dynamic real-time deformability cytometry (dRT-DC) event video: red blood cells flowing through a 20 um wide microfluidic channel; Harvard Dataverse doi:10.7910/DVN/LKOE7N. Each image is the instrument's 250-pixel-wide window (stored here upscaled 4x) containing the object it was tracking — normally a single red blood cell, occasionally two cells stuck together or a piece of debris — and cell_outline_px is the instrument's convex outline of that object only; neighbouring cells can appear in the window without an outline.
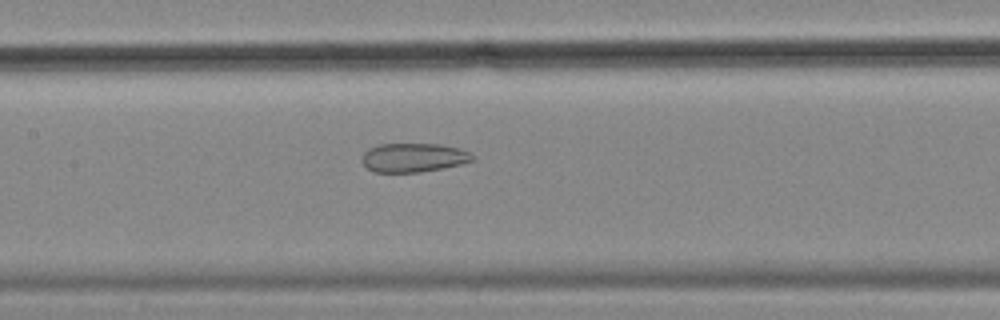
{"species": "common noctule bat (a hibernating species)", "species_latin": "Nyctalus noctula", "temperature_condition": "cold", "stored_images_in_passage": 40, "camera_frame_rate_fps": 3000, "um_per_image_px": 0.085, "animal": {"sex": "female", "body_mass_g": 18.4}, "frame": {"image": 1, "passage_image": 17, "time_ms": 5.333, "image_size_px": [1000, 320], "cell_outline_px": [[476, 160], [444, 168], [420, 172], [372, 172], [360, 160], [364, 152], [368, 148], [380, 144], [440, 144], [460, 148], [476, 156]], "centroid_in_image_um": [35.16, 13.39], "position_along_channel_um": 172.2, "area_um2": 18.84}}
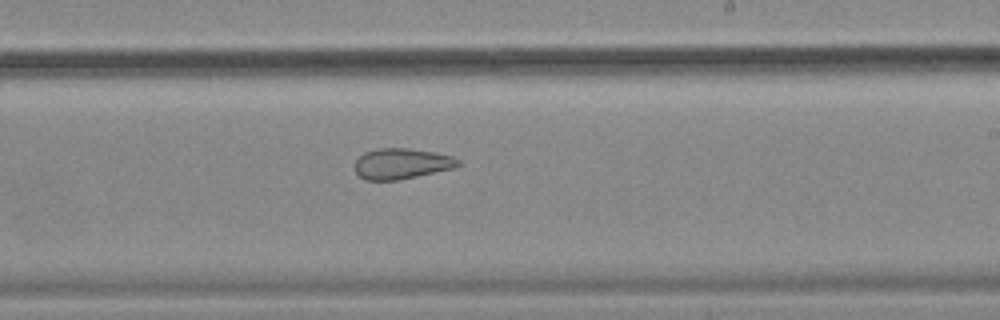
{"frame": {"image": 2, "passage_image": 24, "time_ms": 7.667, "image_size_px": [1000, 320], "cell_outline_px": [[460, 164], [452, 168], [416, 176], [396, 180], [364, 180], [356, 172], [356, 160], [364, 152], [380, 148], [408, 148], [436, 152], [452, 156], [460, 160]], "centroid_in_image_um": [34.13, 13.9], "position_along_channel_um": 254.9, "area_um2": 18.26}}
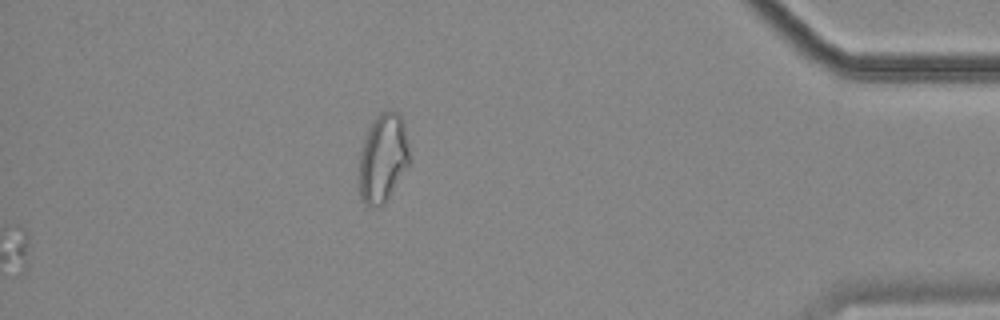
{"frame": {"image": 3, "passage_image": 40, "time_ms": 13.0, "image_size_px": [1000, 320], "cell_outline_px": [[408, 164], [384, 204], [380, 208], [364, 204], [360, 196], [360, 156], [364, 140], [368, 128], [376, 116], [380, 112], [392, 108], [400, 112], [404, 124], [408, 148]], "centroid_in_image_um": [32.54, 13.39], "position_along_channel_um": 402.7, "area_um2": 25.72}, "authors_computed_cell_mechanics": {"area_um2": 19.1896, "velocity_mm_per_s": 3.5623, "shape_relaxation_time_tau1_ms": null, "shape_relaxation_time_tau2_ms": 3.5028, "deformation_change_tau1": null, "deformation_change_tau2": 0.1097}}